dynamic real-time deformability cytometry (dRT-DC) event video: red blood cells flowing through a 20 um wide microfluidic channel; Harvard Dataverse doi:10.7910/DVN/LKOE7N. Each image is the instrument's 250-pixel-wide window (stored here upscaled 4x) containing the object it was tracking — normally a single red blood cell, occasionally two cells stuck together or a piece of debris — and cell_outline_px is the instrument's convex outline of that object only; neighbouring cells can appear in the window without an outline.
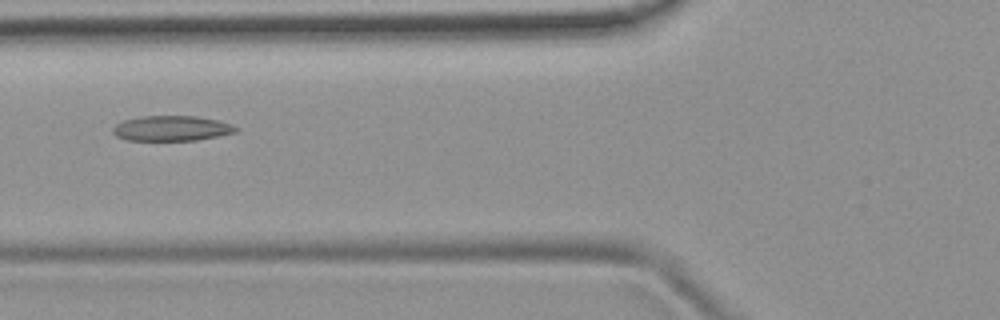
{"species": "common noctule bat (a hibernating species)", "species_latin": "Nyctalus noctula", "temperature_condition": "room temperature", "stored_images_in_passage": 8, "camera_frame_rate_fps": 3000, "um_per_image_px": 0.085, "animal": {"sex": "female", "body_mass_g": 19.9}, "frame": {"image": 1, "passage_image": 5, "time_ms": 4.667, "image_size_px": [1000, 320], "cell_outline_px": [[240, 128], [236, 132], [196, 140], [128, 140], [116, 136], [112, 132], [112, 128], [116, 124], [124, 120], [144, 116], [196, 116], [216, 120]], "centroid_in_image_um": [14.55, 10.91], "position_along_channel_um": 111.2, "area_um2": 17.8}}
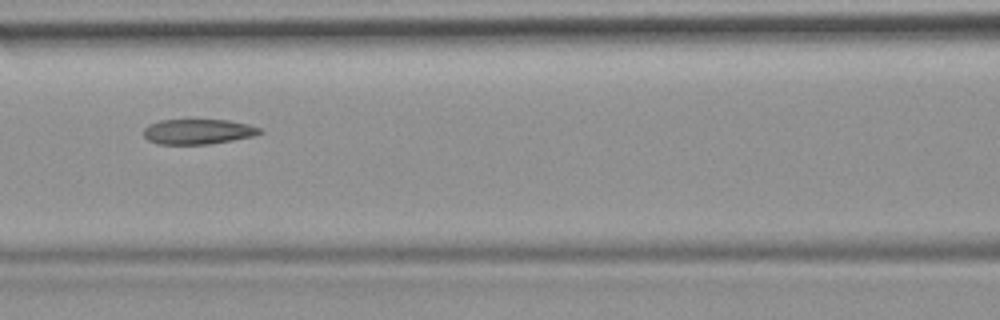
{"frame": {"image": 2, "passage_image": 6, "time_ms": 5.667, "image_size_px": [1000, 320], "cell_outline_px": [[264, 132], [252, 136], [232, 140], [208, 144], [156, 144], [148, 140], [144, 136], [144, 128], [148, 124], [160, 120], [228, 120], [248, 124], [260, 128]], "centroid_in_image_um": [16.81, 11.18], "position_along_channel_um": 149.8, "area_um2": 16.99}}